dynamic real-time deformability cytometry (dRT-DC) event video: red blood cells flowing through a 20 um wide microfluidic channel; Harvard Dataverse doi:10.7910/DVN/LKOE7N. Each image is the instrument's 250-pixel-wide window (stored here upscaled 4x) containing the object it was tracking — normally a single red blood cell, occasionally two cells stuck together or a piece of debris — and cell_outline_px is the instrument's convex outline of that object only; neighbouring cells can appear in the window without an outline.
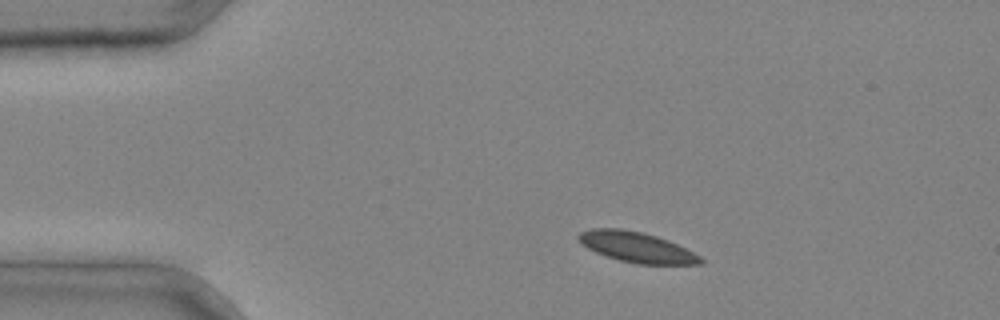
{"species": "common noctule bat (a hibernating species)", "species_latin": "Nyctalus noctula", "temperature_condition": "cold", "stored_images_in_passage": 2, "camera_frame_rate_fps": 3000, "um_per_image_px": 0.085, "animal": {"sex": "male", "body_mass_g": 20.4}, "frame": {"image": 1, "passage_image": 1, "time_ms": 0.0, "image_size_px": [1000, 320], "cell_outline_px": [[704, 264], [636, 264], [620, 260], [596, 252], [588, 248], [576, 236], [580, 232], [592, 228], [620, 228], [640, 232], [656, 236], [668, 240], [700, 256], [704, 260]], "centroid_in_image_um": [54.12, 21.01], "position_along_channel_um": 30.9, "area_um2": 21.27}}